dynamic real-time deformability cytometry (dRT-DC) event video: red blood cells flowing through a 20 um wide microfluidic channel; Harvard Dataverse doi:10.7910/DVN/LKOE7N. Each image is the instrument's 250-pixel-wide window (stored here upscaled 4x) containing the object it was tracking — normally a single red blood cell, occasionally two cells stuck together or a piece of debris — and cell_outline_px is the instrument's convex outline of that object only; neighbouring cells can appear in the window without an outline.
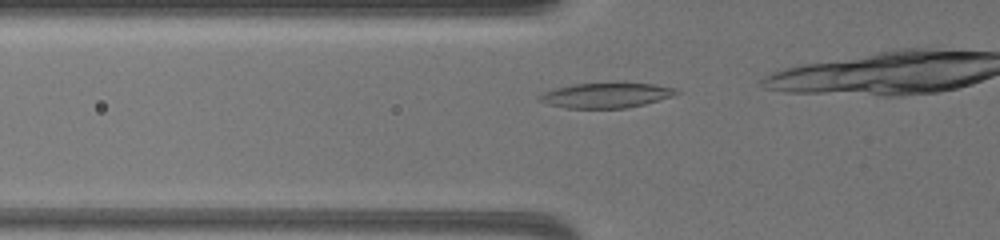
{"species": "common noctule bat (a hibernating species)", "species_latin": "Nyctalus noctula", "temperature_condition": "warm", "stored_images_in_passage": 15, "camera_frame_rate_fps": 3000, "um_per_image_px": 0.085, "animal": {"sex": "female", "body_mass_g": 19.5, "forearm_length_mm": 54.1}, "frame": {"image": 1, "passage_image": 11, "time_ms": 3.333, "image_size_px": [1000, 240], "cell_outline_px": [[680, 92], [672, 96], [644, 104], [628, 108], [568, 108], [548, 104], [536, 100], [536, 96], [544, 92], [556, 88], [572, 84], [652, 84], [676, 88]], "centroid_in_image_um": [51.47, 8.12], "position_along_channel_um": 74.3, "area_um2": 19.65}}